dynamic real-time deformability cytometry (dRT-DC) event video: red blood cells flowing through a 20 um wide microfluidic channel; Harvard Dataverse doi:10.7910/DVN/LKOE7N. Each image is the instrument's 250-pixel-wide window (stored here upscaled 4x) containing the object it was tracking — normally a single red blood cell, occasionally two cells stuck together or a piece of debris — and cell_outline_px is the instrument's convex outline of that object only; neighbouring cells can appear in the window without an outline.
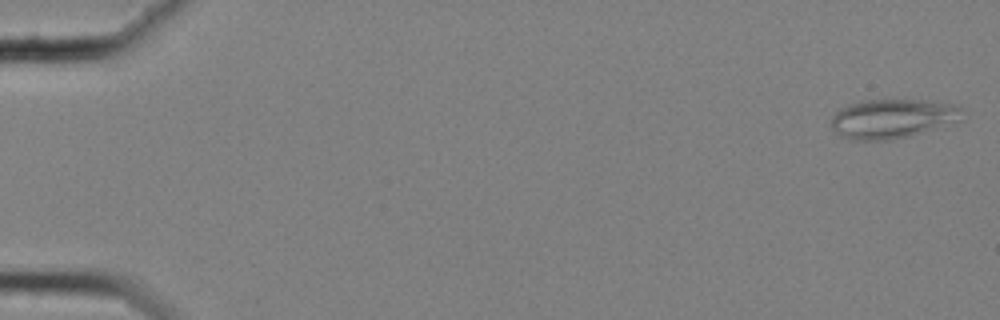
{"species": "common noctule bat (a hibernating species)", "species_latin": "Nyctalus noctula", "temperature_condition": "cold", "stored_images_in_passage": 54, "camera_frame_rate_fps": 3000, "um_per_image_px": 0.085, "animal": {"sex": "female", "body_mass_g": 25.1}, "frame": {"image": 1, "passage_image": 1, "time_ms": 0.0, "image_size_px": [1000, 320], "cell_outline_px": [[968, 112], [964, 120], [908, 136], [888, 140], [848, 140], [840, 136], [832, 128], [832, 116], [840, 108], [848, 104], [860, 100], [924, 100], [952, 104]], "centroid_in_image_um": [75.89, 10.08], "position_along_channel_um": 9.1, "area_um2": 30.35}}
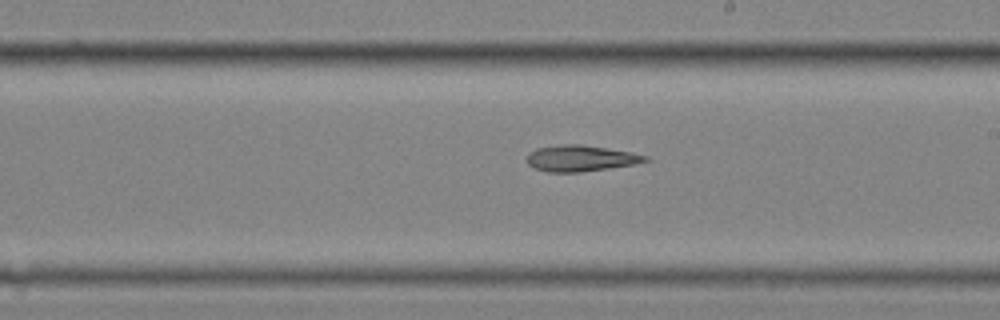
{"frame": {"image": 2, "passage_image": 34, "time_ms": 11.0, "image_size_px": [1000, 320], "cell_outline_px": [[652, 160], [632, 164], [608, 168], [580, 172], [548, 172], [532, 168], [528, 164], [528, 152], [536, 148], [560, 144], [580, 144], [632, 152], [648, 156]], "centroid_in_image_um": [49.33, 13.45], "position_along_channel_um": 239.7, "area_um2": 18.03}}
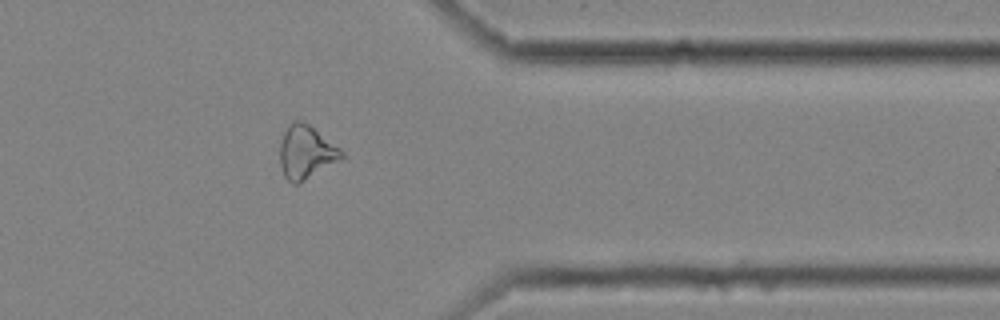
{"frame": {"image": 3, "passage_image": 47, "time_ms": 15.333, "image_size_px": [1000, 320], "cell_outline_px": [[344, 156], [300, 184], [292, 184], [284, 176], [280, 164], [280, 140], [288, 124], [292, 120], [300, 120], [308, 124], [340, 148], [344, 152]], "centroid_in_image_um": [25.98, 12.93], "position_along_channel_um": 385.4, "area_um2": 19.07}}